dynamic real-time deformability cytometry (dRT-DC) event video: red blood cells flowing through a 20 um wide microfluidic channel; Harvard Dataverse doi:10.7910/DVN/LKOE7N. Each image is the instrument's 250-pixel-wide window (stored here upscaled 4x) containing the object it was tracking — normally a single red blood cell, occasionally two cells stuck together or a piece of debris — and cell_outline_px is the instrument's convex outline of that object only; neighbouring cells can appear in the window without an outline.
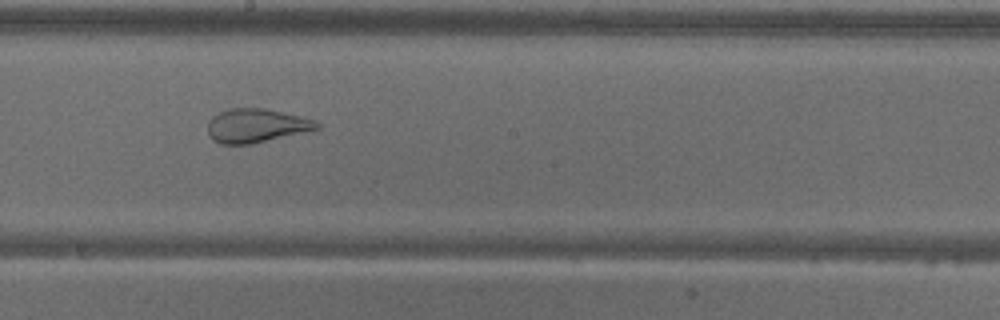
{"species": "common noctule bat (a hibernating species)", "species_latin": "Nyctalus noctula", "temperature_condition": "warm", "stored_images_in_passage": 44, "camera_frame_rate_fps": 3000, "um_per_image_px": 0.085, "animal": {"sex": "male", "body_mass_g": 18.8}, "frame": {"image": 1, "passage_image": 19, "time_ms": 6.0, "image_size_px": [1000, 320], "cell_outline_px": [[320, 128], [252, 144], [220, 144], [212, 140], [208, 132], [208, 120], [212, 116], [220, 112], [232, 108], [264, 108], [304, 116], [316, 120], [320, 124]], "centroid_in_image_um": [21.79, 10.67], "position_along_channel_um": 226.4, "area_um2": 21.62}}
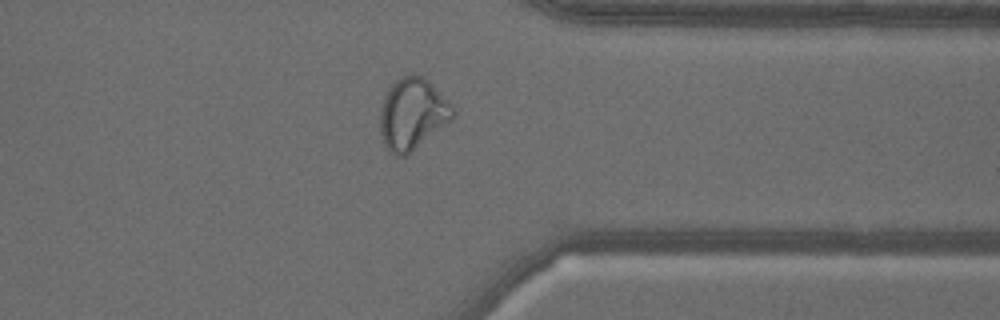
{"frame": {"image": 2, "passage_image": 32, "time_ms": 10.333, "image_size_px": [1000, 320], "cell_outline_px": [[456, 116], [452, 120], [404, 156], [396, 156], [384, 144], [380, 132], [380, 112], [384, 96], [392, 84], [400, 76], [420, 76], [428, 80], [456, 108]], "centroid_in_image_um": [35.08, 9.67], "position_along_channel_um": 376.3, "area_um2": 29.94}, "authors_computed_cell_mechanics": {"area_um2": 29.5358, "velocity_mm_per_s": 3.5675, "shape_relaxation_time_tau1_ms": null, "shape_relaxation_time_tau2_ms": 0.9347, "deformation_change_tau1": null, "deformation_change_tau2": 0.0868}}